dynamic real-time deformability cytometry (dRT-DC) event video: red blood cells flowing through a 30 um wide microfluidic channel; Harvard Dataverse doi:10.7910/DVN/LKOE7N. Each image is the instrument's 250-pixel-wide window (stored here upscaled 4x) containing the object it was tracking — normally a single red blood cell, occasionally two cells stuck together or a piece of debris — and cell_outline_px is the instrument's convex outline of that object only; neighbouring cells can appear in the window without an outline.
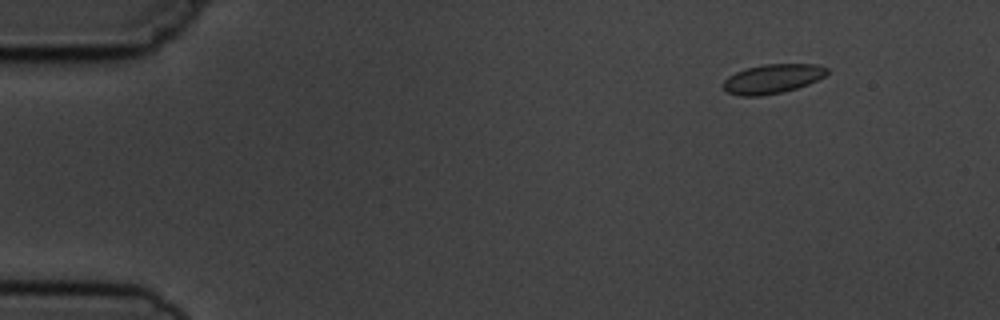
{"species": "common noctule bat (a hibernating species)", "species_latin": "Nyctalus noctula", "temperature_condition": "cold", "stored_images_in_passage": 6, "camera_frame_rate_fps": 3000, "um_per_image_px": 0.085, "animal": {"sex": "male", "body_mass_g": 19.5, "forearm_length_mm": 54.6}, "frame": {"image": 1, "passage_image": 2, "time_ms": 1.0, "image_size_px": [1000, 320], "cell_outline_px": [[828, 72], [824, 76], [808, 84], [784, 92], [760, 96], [740, 96], [728, 92], [724, 88], [724, 80], [728, 76], [736, 72], [748, 68], [764, 64], [816, 64], [828, 68]], "centroid_in_image_um": [65.67, 6.7], "position_along_channel_um": 19.3, "area_um2": 17.57}}
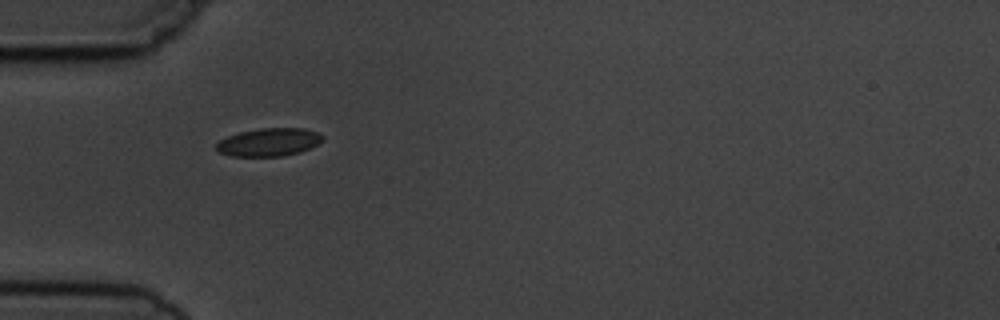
{"frame": {"image": 2, "passage_image": 5, "time_ms": 4.667, "image_size_px": [1000, 320], "cell_outline_px": [[324, 140], [300, 152], [280, 156], [232, 156], [220, 152], [216, 148], [216, 144], [220, 140], [228, 136], [240, 132], [260, 128], [304, 128], [320, 132], [324, 136]], "centroid_in_image_um": [22.89, 12.07], "position_along_channel_um": 62.1, "area_um2": 17.28}}
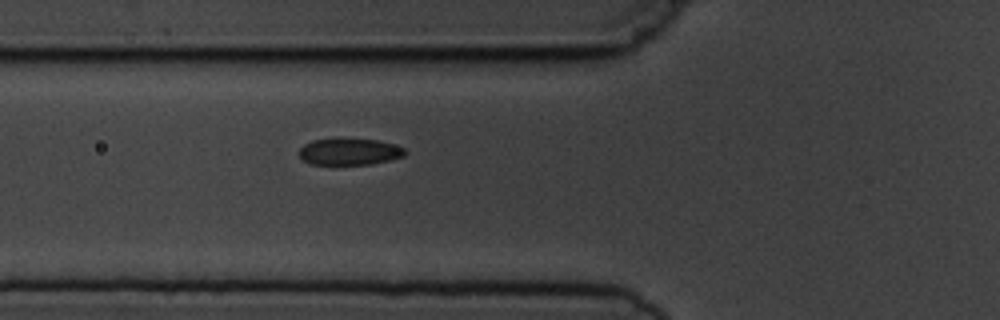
{"frame": {"image": 3, "passage_image": 6, "time_ms": 5.667, "image_size_px": [1000, 320], "cell_outline_px": [[408, 152], [404, 156], [372, 164], [312, 164], [304, 160], [300, 156], [300, 148], [304, 144], [312, 140], [340, 136], [380, 140], [404, 148]], "centroid_in_image_um": [29.71, 12.84], "position_along_channel_um": 96.1, "area_um2": 16.94}}